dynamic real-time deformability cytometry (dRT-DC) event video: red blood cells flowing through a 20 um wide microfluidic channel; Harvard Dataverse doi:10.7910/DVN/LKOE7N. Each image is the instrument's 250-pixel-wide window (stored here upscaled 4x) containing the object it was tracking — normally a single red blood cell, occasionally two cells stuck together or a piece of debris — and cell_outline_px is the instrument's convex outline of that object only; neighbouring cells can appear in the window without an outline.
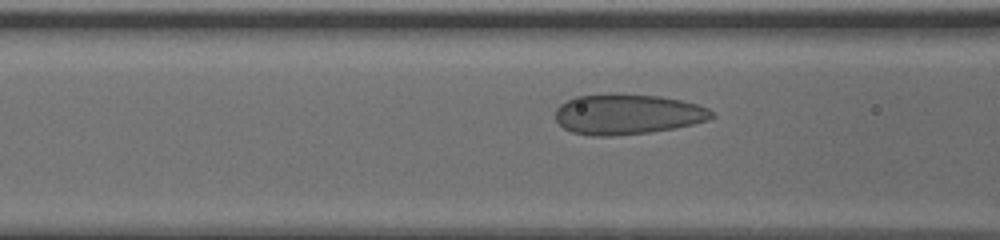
{"species": "human", "species_latin": "Homo sapiens", "temperature_condition": "cold", "stored_images_in_passage": 42, "camera_frame_rate_fps": 3000, "um_per_image_px": 0.085, "donor": {"sex": "male"}, "frame": {"image": 1, "passage_image": 11, "time_ms": 3.333, "image_size_px": [1000, 240], "cell_outline_px": [[716, 116], [708, 120], [692, 124], [652, 132], [612, 136], [592, 136], [572, 132], [564, 128], [556, 120], [556, 108], [560, 104], [576, 96], [608, 92], [616, 92], [660, 96], [680, 100], [696, 104], [708, 108]], "centroid_in_image_um": [53.31, 9.69], "position_along_channel_um": 113.3, "area_um2": 37.17}}
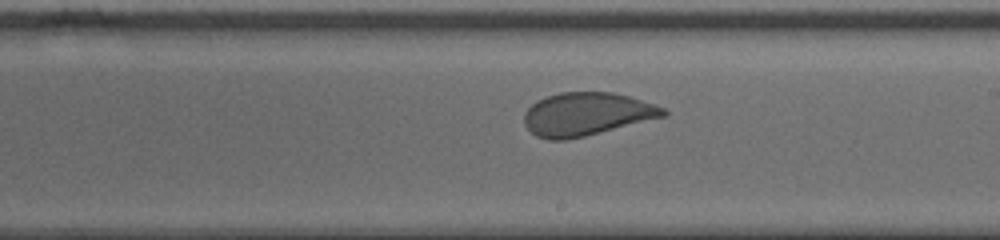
{"frame": {"image": 2, "passage_image": 21, "time_ms": 6.667, "image_size_px": [1000, 240], "cell_outline_px": [[668, 116], [568, 140], [548, 140], [536, 136], [524, 124], [524, 112], [536, 100], [560, 92], [612, 92], [628, 96], [664, 108], [668, 112]], "centroid_in_image_um": [49.85, 9.71], "position_along_channel_um": 239.1, "area_um2": 34.97}}
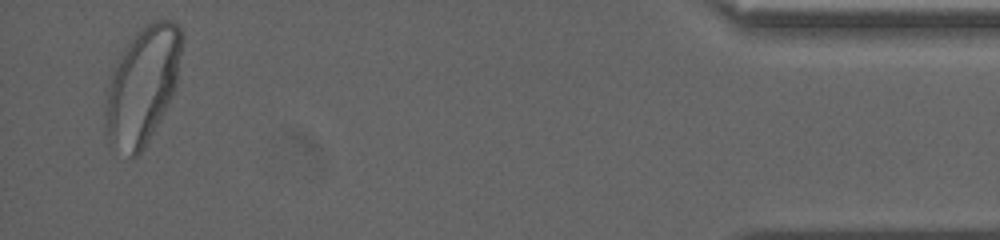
{"frame": {"image": 3, "passage_image": 41, "time_ms": 13.333, "image_size_px": [1000, 240], "cell_outline_px": [[184, 36], [176, 84], [172, 96], [164, 112], [144, 148], [136, 156], [132, 156], [108, 144], [104, 132], [104, 104], [112, 68], [116, 60], [128, 40], [144, 24], [152, 20], [172, 20], [184, 32]], "centroid_in_image_um": [12.08, 7.23], "position_along_channel_um": 423.1, "area_um2": 52.89}, "authors_computed_cell_mechanics": {"area_um2": 37.3099, "velocity_mm_per_s": 3.7732, "shape_relaxation_time_tau1_ms": 4.6626, "shape_relaxation_time_tau2_ms": null, "deformation_change_tau1": 0.127, "deformation_change_tau2": null}}